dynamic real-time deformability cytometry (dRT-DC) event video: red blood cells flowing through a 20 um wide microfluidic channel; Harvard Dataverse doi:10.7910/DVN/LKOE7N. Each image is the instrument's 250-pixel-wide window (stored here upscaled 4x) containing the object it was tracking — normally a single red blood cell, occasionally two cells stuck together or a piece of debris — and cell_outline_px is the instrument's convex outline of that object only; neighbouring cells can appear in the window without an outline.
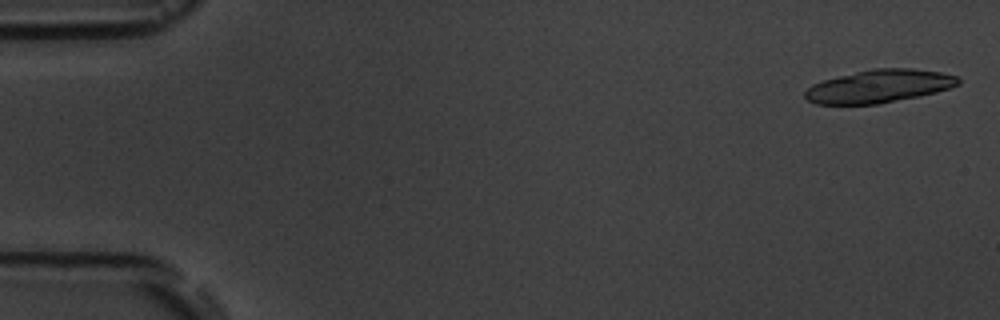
{"species": "common noctule bat (a hibernating species)", "species_latin": "Nyctalus noctula", "temperature_condition": "room temperature", "stored_images_in_passage": 5, "camera_frame_rate_fps": 3000, "um_per_image_px": 0.085, "animal": {"sex": "male", "body_mass_g": 19.5, "forearm_length_mm": 54.6}, "frame": {"image": 1, "passage_image": 1, "time_ms": 0.0, "image_size_px": [1000, 320], "cell_outline_px": [[960, 84], [936, 92], [920, 96], [880, 104], [816, 104], [808, 100], [804, 96], [804, 92], [812, 84], [824, 80], [872, 68], [912, 68], [940, 72], [956, 76], [960, 80]], "centroid_in_image_um": [74.73, 7.33], "position_along_channel_um": 10.3, "area_um2": 29.36}}